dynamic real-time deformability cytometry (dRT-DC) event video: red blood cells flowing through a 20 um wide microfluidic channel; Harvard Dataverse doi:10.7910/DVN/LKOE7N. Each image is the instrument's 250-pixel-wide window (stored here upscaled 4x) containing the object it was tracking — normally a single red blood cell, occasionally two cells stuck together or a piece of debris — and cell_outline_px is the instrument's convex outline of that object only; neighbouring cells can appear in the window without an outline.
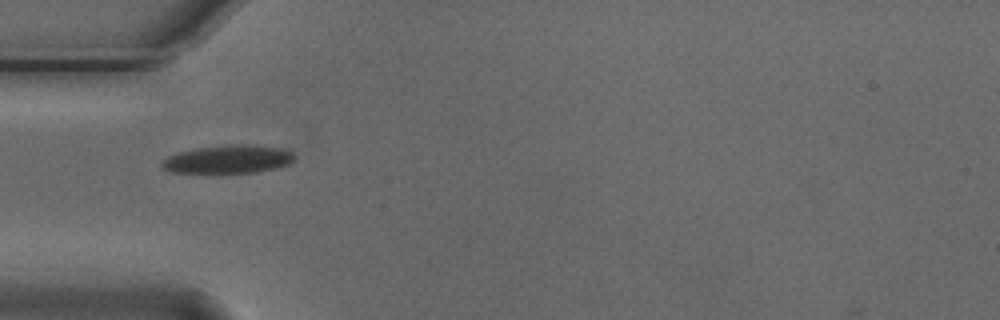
{"species": "Egyptian fruit bat (a non-hibernating species)", "species_latin": "Rousettus aegyptiacus", "temperature_condition": "cold", "stored_images_in_passage": 5, "camera_frame_rate_fps": 3000, "um_per_image_px": 0.085, "animal": {"sex": "male"}, "frame": {"image": 1, "passage_image": 1, "time_ms": 0.0, "image_size_px": [1000, 320], "cell_outline_px": [[296, 156], [288, 164], [276, 168], [256, 172], [220, 176], [172, 172], [160, 168], [160, 160], [176, 152], [196, 148], [232, 144], [256, 144], [280, 148], [292, 152]], "centroid_in_image_um": [19.3, 13.58], "position_along_channel_um": 65.7, "area_um2": 23.12}}
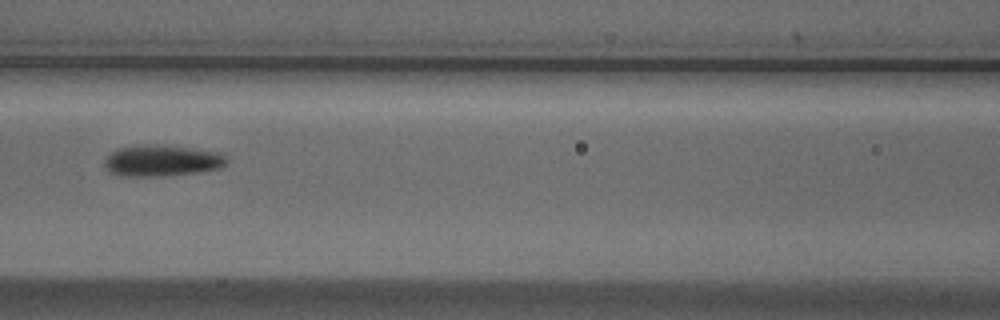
{"frame": {"image": 2, "passage_image": 3, "time_ms": 0.667, "image_size_px": [1000, 320], "cell_outline_px": [[228, 160], [220, 168], [196, 172], [164, 176], [124, 176], [108, 172], [104, 164], [104, 160], [112, 152], [120, 148], [144, 144], [160, 144], [220, 152]], "centroid_in_image_um": [13.74, 13.65], "position_along_channel_um": 152.9, "area_um2": 22.2}}
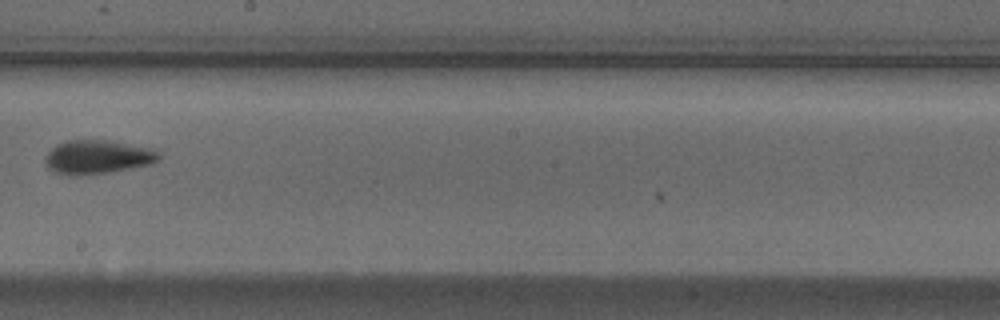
{"frame": {"image": 3, "passage_image": 5, "time_ms": 1.333, "image_size_px": [1000, 320], "cell_outline_px": [[160, 160], [152, 164], [108, 172], [72, 176], [56, 172], [48, 168], [44, 164], [44, 156], [56, 144], [68, 140], [108, 140], [156, 148], [160, 152]], "centroid_in_image_um": [8.32, 13.33], "position_along_channel_um": 239.9, "area_um2": 22.72}}